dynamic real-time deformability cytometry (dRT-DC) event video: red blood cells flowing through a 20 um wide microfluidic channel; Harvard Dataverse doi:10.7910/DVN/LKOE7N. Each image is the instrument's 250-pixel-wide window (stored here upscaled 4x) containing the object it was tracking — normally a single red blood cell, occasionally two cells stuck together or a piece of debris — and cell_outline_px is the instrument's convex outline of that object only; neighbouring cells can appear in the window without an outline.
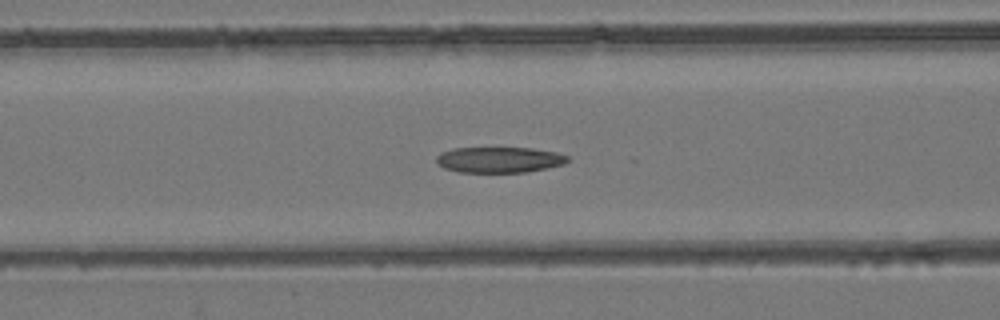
{"species": "common noctule bat (a hibernating species)", "species_latin": "Nyctalus noctula", "temperature_condition": "room temperature", "stored_images_in_passage": 53, "camera_frame_rate_fps": 3000, "um_per_image_px": 0.085, "animal": {"sex": "female", "body_mass_g": 24.6, "forearm_length_mm": 56.2}, "frame": {"image": 1, "passage_image": 22, "time_ms": 7.0, "image_size_px": [1000, 320], "cell_outline_px": [[568, 160], [564, 164], [524, 172], [460, 172], [444, 168], [436, 164], [436, 156], [440, 152], [452, 148], [532, 148], [556, 152], [568, 156]], "centroid_in_image_um": [42.38, 13.57], "position_along_channel_um": 124.2, "area_um2": 19.65}}
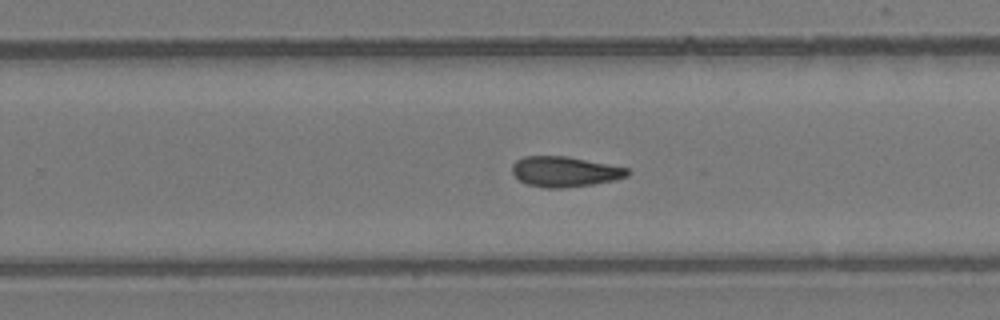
{"frame": {"image": 2, "passage_image": 34, "time_ms": 11.0, "image_size_px": [1000, 320], "cell_outline_px": [[632, 172], [628, 176], [616, 180], [592, 184], [560, 188], [544, 188], [528, 184], [520, 180], [512, 172], [512, 164], [516, 160], [524, 156], [568, 156], [628, 168]], "centroid_in_image_um": [48.03, 14.58], "position_along_channel_um": 281.8, "area_um2": 20.4}}
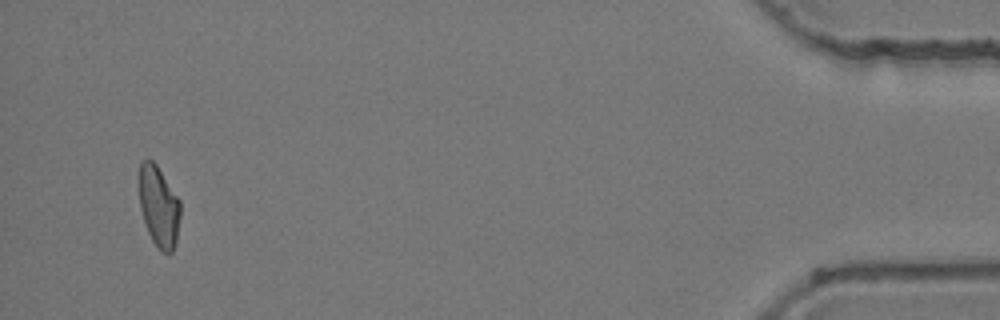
{"frame": {"image": 3, "passage_image": 51, "time_ms": 16.667, "image_size_px": [1000, 320], "cell_outline_px": [[180, 216], [176, 244], [172, 252], [168, 256], [160, 252], [152, 240], [148, 232], [140, 208], [140, 160], [152, 160], [156, 164], [180, 200]], "centroid_in_image_um": [13.52, 17.61], "position_along_channel_um": 421.7, "area_um2": 19.48}, "authors_computed_cell_mechanics": {"area_um2": 20.6924, "velocity_mm_per_s": 3.9493, "shape_relaxation_time_tau1_ms": null, "shape_relaxation_time_tau2_ms": 5.2793, "deformation_change_tau1": null, "deformation_change_tau2": 0.1221}}